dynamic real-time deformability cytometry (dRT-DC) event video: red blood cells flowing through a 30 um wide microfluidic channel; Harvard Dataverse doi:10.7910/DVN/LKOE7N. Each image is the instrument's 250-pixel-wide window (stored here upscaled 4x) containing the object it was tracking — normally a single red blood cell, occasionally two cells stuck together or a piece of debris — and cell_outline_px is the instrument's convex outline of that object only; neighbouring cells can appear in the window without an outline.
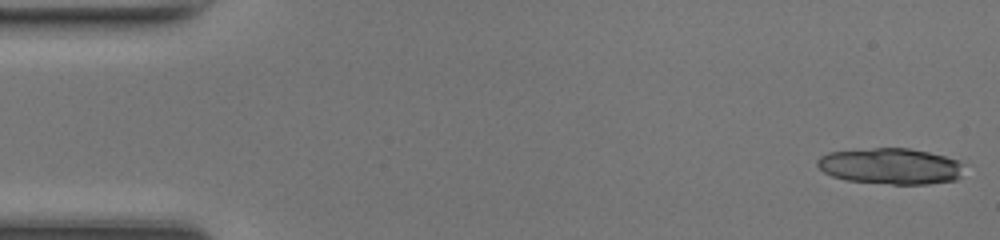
{"species": "common noctule bat (a hibernating species)", "species_latin": "Nyctalus noctula", "temperature_condition": "room temperature", "stored_images_in_passage": 31, "camera_frame_rate_fps": 3000, "um_per_image_px": 0.085, "animal": {"sex": "female", "body_mass_g": 17.0, "forearm_length_mm": 48.0}, "frame": {"image": 1, "passage_image": 1, "time_ms": 0.0, "image_size_px": [1000, 240], "cell_outline_px": [[964, 164], [960, 176], [956, 180], [928, 184], [892, 184], [844, 180], [832, 176], [824, 172], [816, 164], [816, 160], [820, 156], [828, 152], [872, 148], [908, 148], [928, 152], [944, 156], [956, 160]], "centroid_in_image_um": [75.67, 14.12], "position_along_channel_um": 9.3, "area_um2": 30.87}}
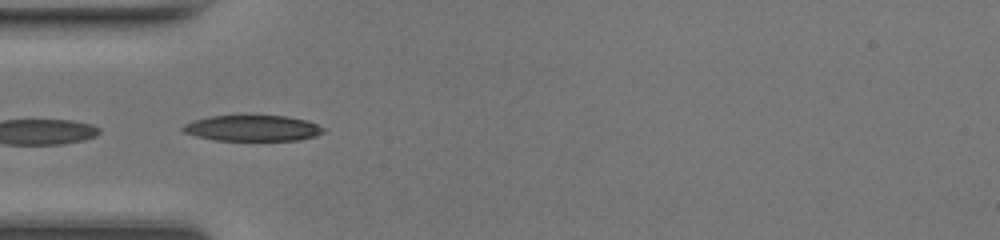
{"frame": {"image": 2, "passage_image": 15, "time_ms": 4.667, "image_size_px": [1000, 240], "cell_outline_px": [[324, 132], [316, 136], [300, 140], [216, 140], [196, 136], [184, 132], [180, 128], [184, 124], [192, 120], [212, 116], [288, 116], [308, 120], [324, 128]], "centroid_in_image_um": [21.47, 10.89], "position_along_channel_um": 63.5, "area_um2": 21.15}}